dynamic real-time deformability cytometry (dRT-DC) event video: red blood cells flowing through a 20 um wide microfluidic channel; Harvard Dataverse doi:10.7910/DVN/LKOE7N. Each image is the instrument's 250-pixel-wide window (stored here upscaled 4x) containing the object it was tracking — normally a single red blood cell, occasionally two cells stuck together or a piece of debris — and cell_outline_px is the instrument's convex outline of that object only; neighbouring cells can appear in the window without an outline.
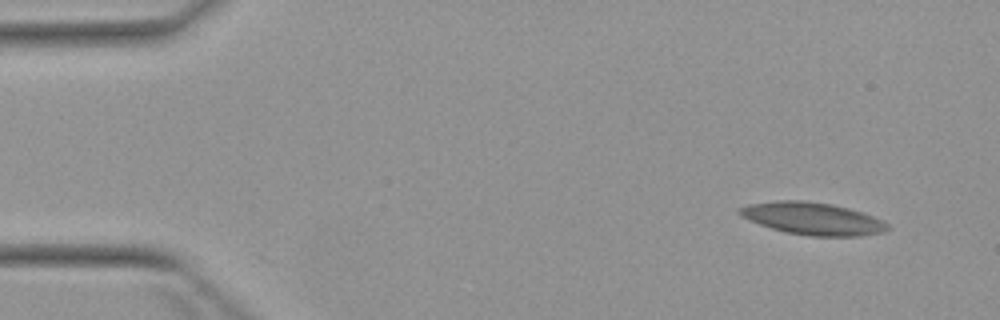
{"species": "Egyptian fruit bat (a non-hibernating species)", "species_latin": "Rousettus aegyptiacus", "temperature_condition": "warm", "stored_images_in_passage": 4, "camera_frame_rate_fps": 3000, "um_per_image_px": 0.085, "animal": {"sex": "female"}, "frame": {"image": 1, "passage_image": 1, "time_ms": 0.0, "image_size_px": [1000, 320], "cell_outline_px": [[888, 228], [884, 232], [860, 236], [808, 236], [784, 232], [760, 224], [736, 212], [740, 208], [748, 204], [780, 200], [800, 200], [832, 204], [848, 208], [884, 220], [888, 224]], "centroid_in_image_um": [69.1, 18.58], "position_along_channel_um": 15.9, "area_um2": 27.63}}
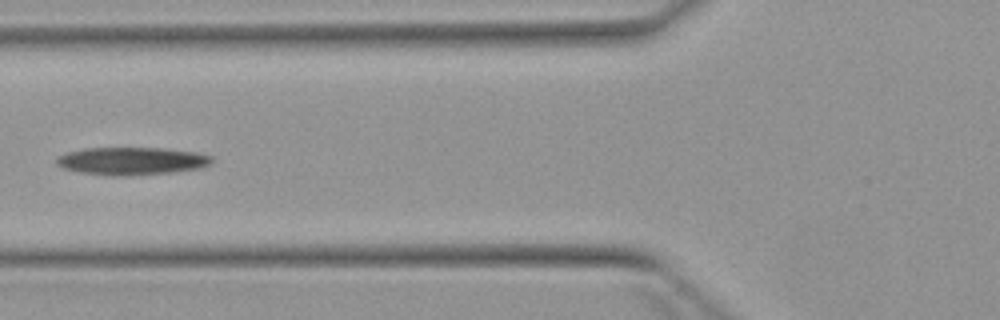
{"frame": {"image": 2, "passage_image": 4, "time_ms": 5.333, "image_size_px": [1000, 320], "cell_outline_px": [[212, 164], [200, 168], [172, 172], [80, 172], [64, 168], [56, 164], [56, 156], [68, 152], [84, 148], [164, 148], [196, 152], [212, 156]], "centroid_in_image_um": [11.24, 13.61], "position_along_channel_um": 114.6, "area_um2": 23.64}}